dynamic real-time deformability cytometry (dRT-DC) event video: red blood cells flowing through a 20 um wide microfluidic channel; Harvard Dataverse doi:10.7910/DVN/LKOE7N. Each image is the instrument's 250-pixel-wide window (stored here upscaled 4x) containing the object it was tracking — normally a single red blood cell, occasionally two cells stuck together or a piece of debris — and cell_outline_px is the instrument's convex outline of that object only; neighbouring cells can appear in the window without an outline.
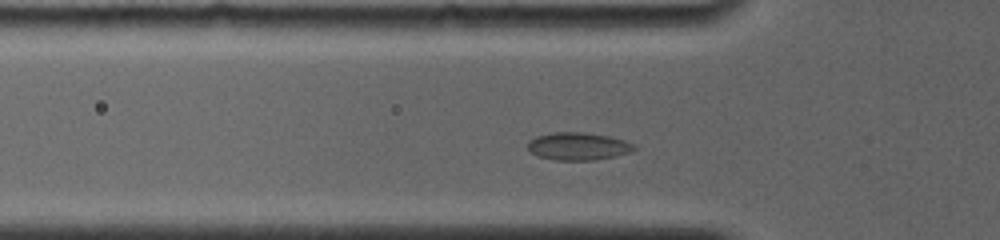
{"species": "common noctule bat (a hibernating species)", "species_latin": "Nyctalus noctula", "temperature_condition": "room temperature", "stored_images_in_passage": 45, "camera_frame_rate_fps": 4000, "um_per_image_px": 0.085, "animal": {"sex": "female", "body_mass_g": 19.0, "forearm_length_mm": 56.7}, "frame": {"image": 1, "passage_image": 6, "time_ms": 1.25, "image_size_px": [1000, 240], "cell_outline_px": [[636, 148], [628, 152], [616, 156], [592, 160], [556, 160], [536, 156], [528, 152], [528, 140], [536, 136], [552, 132], [584, 132], [608, 136], [624, 140], [632, 144]], "centroid_in_image_um": [49.07, 12.43], "position_along_channel_um": 76.7, "area_um2": 17.17}}
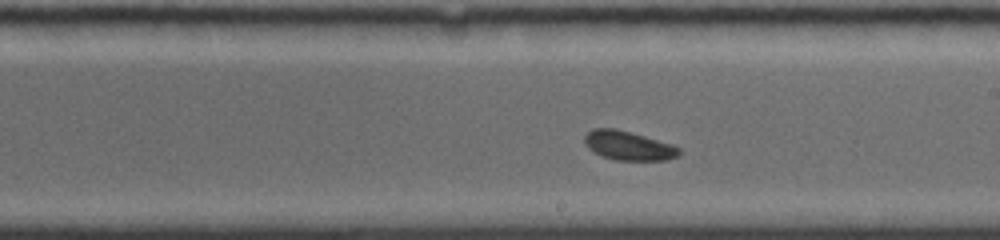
{"frame": {"image": 2, "passage_image": 23, "time_ms": 5.5, "image_size_px": [1000, 240], "cell_outline_px": [[680, 156], [668, 160], [616, 160], [604, 156], [588, 148], [584, 144], [584, 136], [592, 128], [616, 128], [672, 144], [680, 148]], "centroid_in_image_um": [53.43, 12.37], "position_along_channel_um": 235.6, "area_um2": 16.01}}
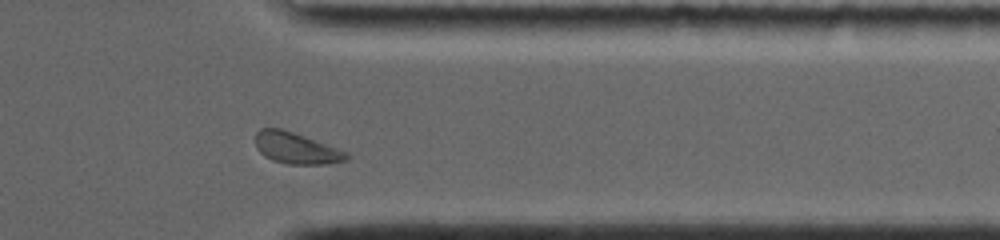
{"frame": {"image": 3, "passage_image": 39, "time_ms": 9.5, "image_size_px": [1000, 240], "cell_outline_px": [[348, 160], [328, 164], [288, 164], [272, 160], [264, 156], [256, 148], [256, 132], [260, 128], [280, 128], [304, 136], [348, 152]], "centroid_in_image_um": [25.16, 12.6], "position_along_channel_um": 386.2, "area_um2": 16.53}, "authors_computed_cell_mechanics": {"area_um2": 16.2418, "velocity_mm_per_s": 3.7455, "shape_relaxation_time_tau1_ms": null, "shape_relaxation_time_tau2_ms": 7.1788, "deformation_change_tau1": null, "deformation_change_tau2": 0.0911}}